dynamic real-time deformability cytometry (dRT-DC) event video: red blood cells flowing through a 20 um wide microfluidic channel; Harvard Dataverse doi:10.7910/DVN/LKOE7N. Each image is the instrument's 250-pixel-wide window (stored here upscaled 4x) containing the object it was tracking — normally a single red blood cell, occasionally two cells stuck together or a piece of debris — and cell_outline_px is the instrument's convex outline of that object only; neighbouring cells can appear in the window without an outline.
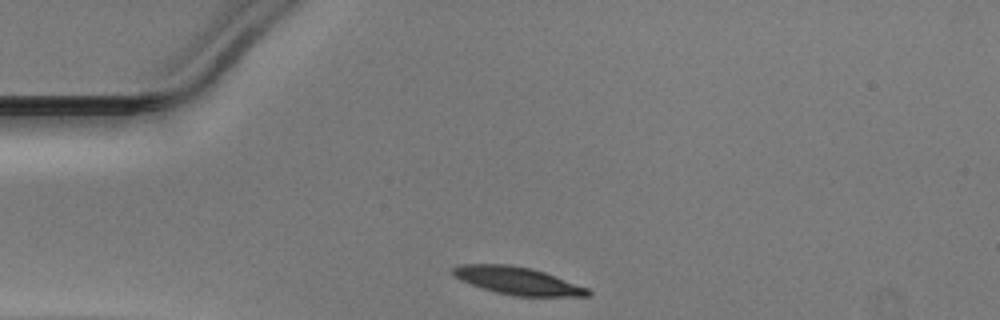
{"species": "Egyptian fruit bat (a non-hibernating species)", "species_latin": "Rousettus aegyptiacus", "temperature_condition": "warm", "stored_images_in_passage": 29, "camera_frame_rate_fps": 3000, "um_per_image_px": 0.085, "animal": {"sex": "male"}, "frame": {"image": 1, "passage_image": 1, "time_ms": 0.0, "image_size_px": [1000, 320], "cell_outline_px": [[592, 292], [588, 296], [512, 296], [496, 292], [460, 280], [452, 272], [452, 268], [460, 264], [508, 264], [532, 268], [544, 272], [588, 288]], "centroid_in_image_um": [44.0, 23.86], "position_along_channel_um": 41.0, "area_um2": 21.5}}
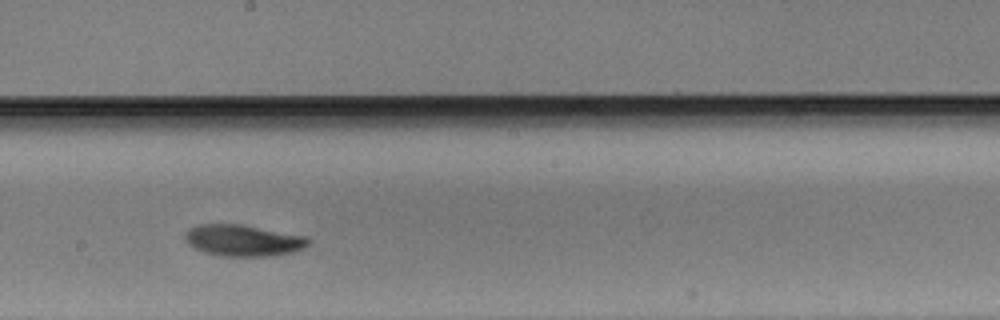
{"frame": {"image": 2, "passage_image": 17, "time_ms": 5.333, "image_size_px": [1000, 320], "cell_outline_px": [[312, 240], [304, 248], [292, 252], [272, 256], [220, 256], [204, 252], [188, 244], [184, 236], [188, 228], [200, 224], [240, 224], [308, 236]], "centroid_in_image_um": [20.69, 20.43], "position_along_channel_um": 227.5, "area_um2": 22.72}}
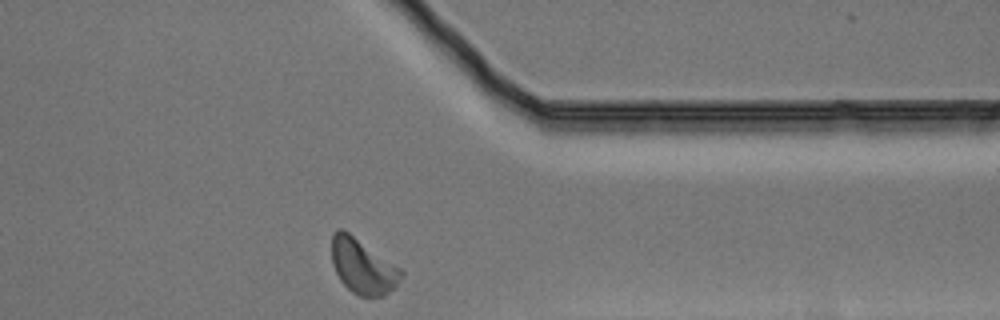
{"frame": {"image": 3, "passage_image": 29, "time_ms": 9.333, "image_size_px": [1000, 320], "cell_outline_px": [[404, 276], [384, 296], [360, 296], [352, 292], [340, 280], [332, 264], [332, 232], [336, 228], [344, 228], [400, 268], [404, 272]], "centroid_in_image_um": [30.81, 22.6], "position_along_channel_um": 380.6, "area_um2": 22.2}}